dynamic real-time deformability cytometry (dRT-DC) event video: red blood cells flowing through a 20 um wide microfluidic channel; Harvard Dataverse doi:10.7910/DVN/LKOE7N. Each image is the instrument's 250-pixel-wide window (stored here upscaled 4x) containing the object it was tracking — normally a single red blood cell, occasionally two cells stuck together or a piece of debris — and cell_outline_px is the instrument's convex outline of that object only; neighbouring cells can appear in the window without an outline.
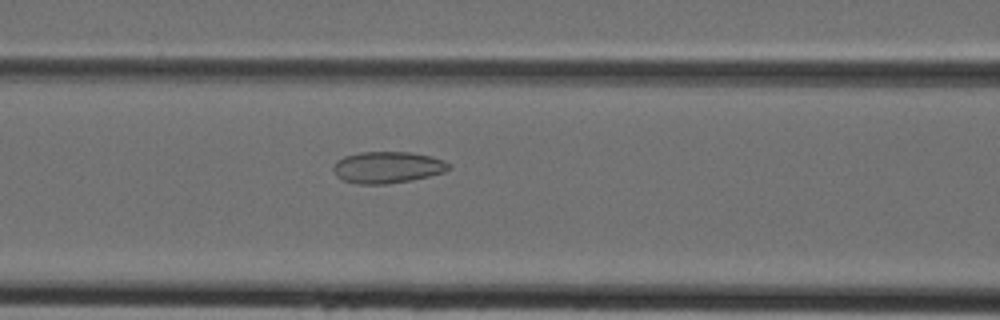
{"species": "Egyptian fruit bat (a non-hibernating species)", "species_latin": "Rousettus aegyptiacus", "temperature_condition": "cold", "stored_images_in_passage": 45, "camera_frame_rate_fps": 3000, "um_per_image_px": 0.085, "animal": {"sex": "female"}, "frame": {"image": 1, "passage_image": 19, "time_ms": 6.0, "image_size_px": [1000, 320], "cell_outline_px": [[452, 168], [444, 172], [412, 180], [388, 184], [356, 184], [344, 180], [336, 176], [332, 168], [336, 160], [344, 156], [360, 152], [412, 152], [432, 156], [444, 160], [452, 164]], "centroid_in_image_um": [32.95, 14.22], "position_along_channel_um": 133.6, "area_um2": 21.56}}
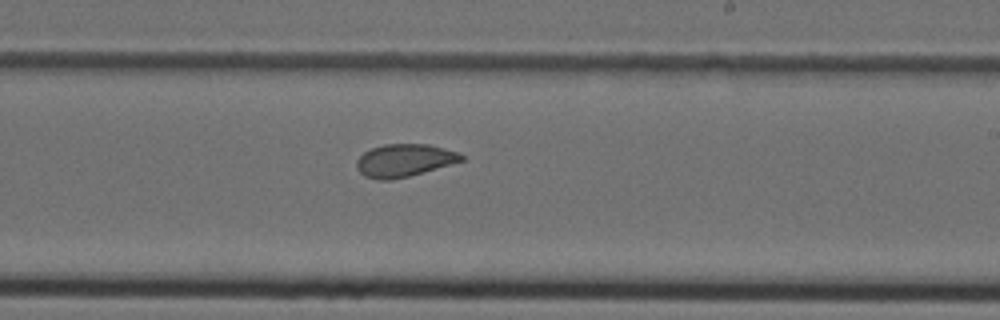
{"frame": {"image": 2, "passage_image": 27, "time_ms": 8.667, "image_size_px": [1000, 320], "cell_outline_px": [[464, 160], [408, 176], [392, 180], [376, 180], [364, 176], [356, 168], [356, 160], [364, 152], [372, 148], [384, 144], [428, 144], [460, 152], [464, 156]], "centroid_in_image_um": [34.34, 13.63], "position_along_channel_um": 254.7, "area_um2": 19.94}}
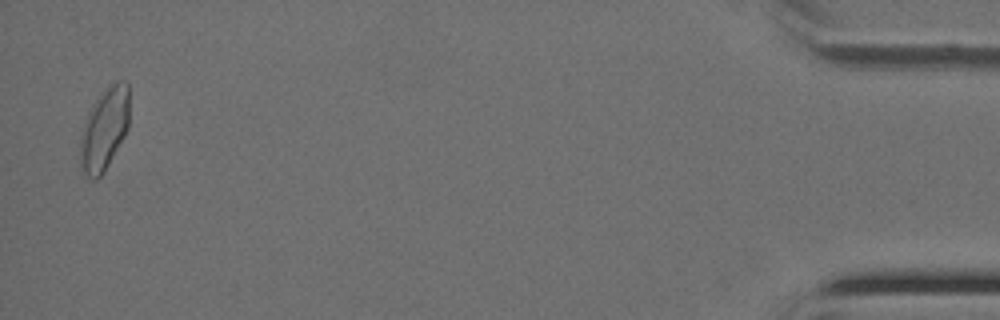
{"frame": {"image": 3, "passage_image": 44, "time_ms": 14.333, "image_size_px": [1000, 320], "cell_outline_px": [[128, 128], [124, 136], [104, 172], [96, 180], [92, 180], [80, 168], [80, 140], [88, 112], [100, 92], [112, 84], [120, 80], [124, 80], [128, 84]], "centroid_in_image_um": [8.86, 10.98], "position_along_channel_um": 426.3, "area_um2": 23.35}}